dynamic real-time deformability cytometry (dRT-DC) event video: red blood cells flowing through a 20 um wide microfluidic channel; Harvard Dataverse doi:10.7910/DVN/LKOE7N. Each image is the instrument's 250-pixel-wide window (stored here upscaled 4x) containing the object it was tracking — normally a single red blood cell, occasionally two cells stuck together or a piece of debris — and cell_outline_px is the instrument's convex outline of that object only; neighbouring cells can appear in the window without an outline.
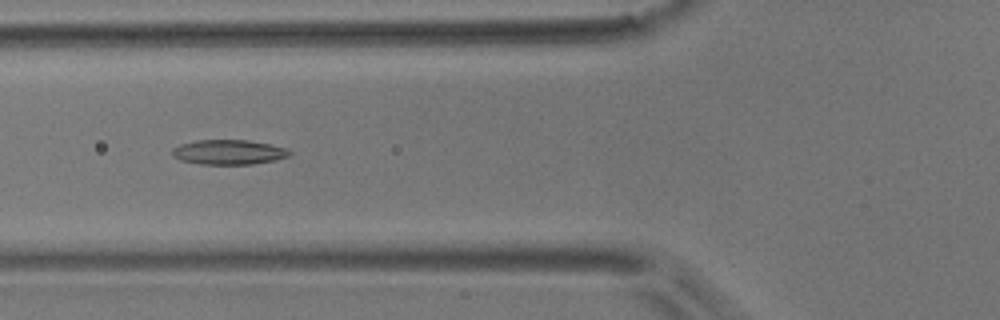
{"species": "common noctule bat (a hibernating species)", "species_latin": "Nyctalus noctula", "temperature_condition": "room temperature", "stored_images_in_passage": 8, "camera_frame_rate_fps": 3000, "um_per_image_px": 0.085, "animal": {"sex": "male", "body_mass_g": 17.9}, "frame": {"image": 1, "passage_image": 4, "time_ms": 3.333, "image_size_px": [1000, 320], "cell_outline_px": [[292, 152], [288, 156], [276, 160], [252, 164], [200, 164], [180, 160], [172, 156], [172, 148], [180, 144], [196, 140], [248, 140], [288, 148]], "centroid_in_image_um": [19.43, 12.93], "position_along_channel_um": 106.4, "area_um2": 16.99}}
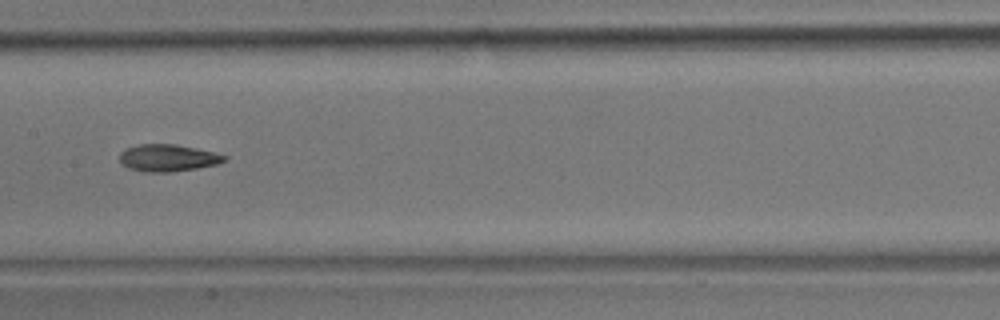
{"frame": {"image": 2, "passage_image": 6, "time_ms": 5.667, "image_size_px": [1000, 320], "cell_outline_px": [[228, 160], [216, 164], [196, 168], [172, 172], [144, 172], [128, 168], [120, 164], [120, 152], [124, 148], [140, 144], [176, 144], [216, 152], [228, 156]], "centroid_in_image_um": [14.26, 13.42], "position_along_channel_um": 193.1, "area_um2": 16.76}}
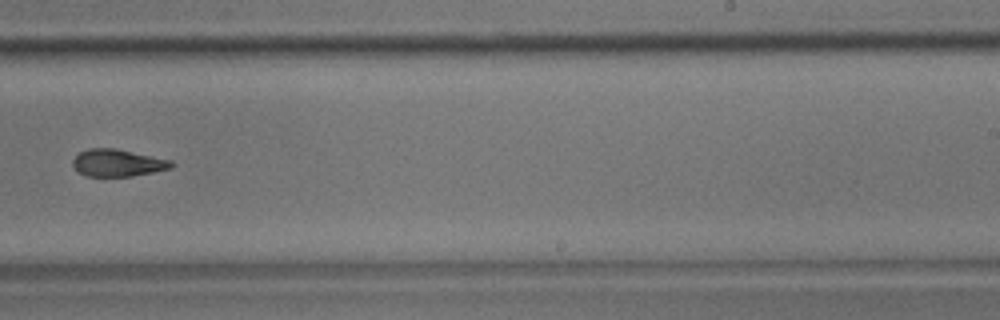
{"frame": {"image": 3, "passage_image": 8, "time_ms": 8.0, "image_size_px": [1000, 320], "cell_outline_px": [[176, 164], [172, 168], [132, 176], [84, 176], [72, 164], [72, 160], [80, 152], [88, 148], [116, 148], [172, 160]], "centroid_in_image_um": [10.03, 13.84], "position_along_channel_um": 279.0, "area_um2": 15.66}}